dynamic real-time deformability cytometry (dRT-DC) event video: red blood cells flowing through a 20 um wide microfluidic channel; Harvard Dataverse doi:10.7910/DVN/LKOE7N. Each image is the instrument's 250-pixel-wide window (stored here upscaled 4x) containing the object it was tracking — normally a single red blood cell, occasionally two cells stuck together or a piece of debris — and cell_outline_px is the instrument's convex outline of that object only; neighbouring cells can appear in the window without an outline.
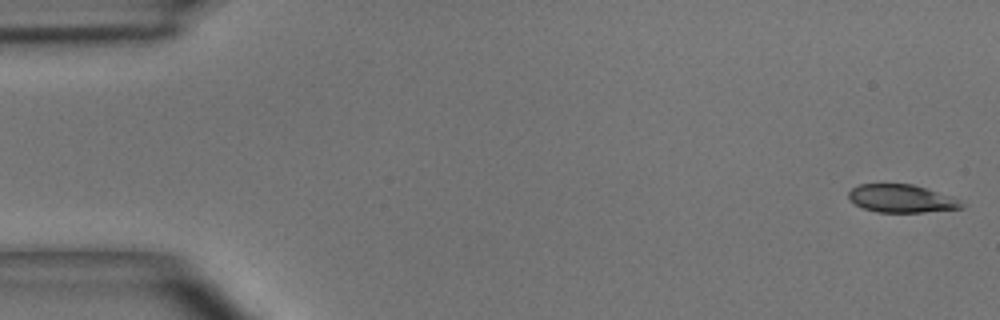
{"species": "common noctule bat (a hibernating species)", "species_latin": "Nyctalus noctula", "temperature_condition": "room temperature", "stored_images_in_passage": 4, "camera_frame_rate_fps": 3000, "um_per_image_px": 0.085, "animal": {"sex": "male", "body_mass_g": 15.6}, "frame": {"image": 1, "passage_image": 1, "time_ms": 0.0, "image_size_px": [1000, 320], "cell_outline_px": [[964, 208], [924, 212], [876, 212], [864, 208], [856, 204], [848, 196], [848, 192], [852, 188], [860, 184], [912, 184], [960, 200], [964, 204]], "centroid_in_image_um": [76.61, 16.88], "position_along_channel_um": 8.4, "area_um2": 18.09}}